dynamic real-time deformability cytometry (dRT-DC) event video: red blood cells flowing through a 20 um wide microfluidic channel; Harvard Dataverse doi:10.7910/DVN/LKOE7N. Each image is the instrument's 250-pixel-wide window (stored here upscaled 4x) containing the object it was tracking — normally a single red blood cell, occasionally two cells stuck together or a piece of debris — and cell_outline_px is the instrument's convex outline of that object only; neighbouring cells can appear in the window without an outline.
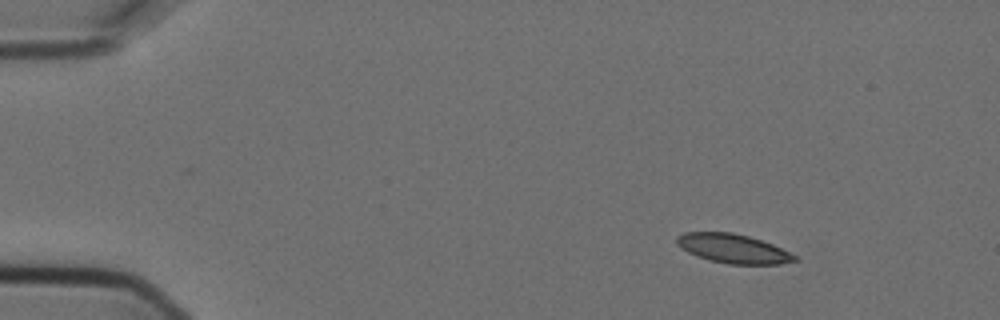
{"species": "Egyptian fruit bat (a non-hibernating species)", "species_latin": "Rousettus aegyptiacus", "temperature_condition": "cold", "stored_images_in_passage": 7, "camera_frame_rate_fps": 3000, "um_per_image_px": 0.085, "animal": {"sex": "female"}, "frame": {"image": 1, "passage_image": 1, "time_ms": 0.0, "image_size_px": [1000, 320], "cell_outline_px": [[800, 260], [780, 264], [728, 264], [708, 260], [696, 256], [680, 248], [676, 244], [676, 236], [684, 232], [732, 232], [748, 236], [772, 244], [796, 256]], "centroid_in_image_um": [62.27, 21.13], "position_along_channel_um": 22.7, "area_um2": 20.06}}
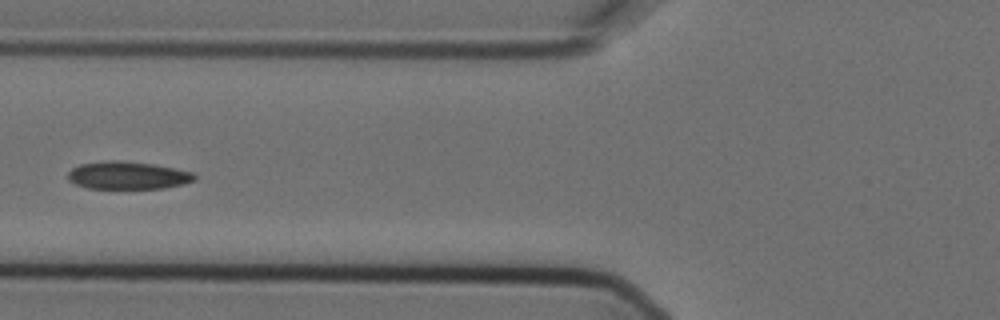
{"frame": {"image": 2, "passage_image": 5, "time_ms": 1.333, "image_size_px": [1000, 320], "cell_outline_px": [[196, 180], [184, 184], [164, 188], [88, 188], [76, 184], [68, 180], [68, 172], [72, 168], [80, 164], [108, 160], [116, 160], [152, 164], [192, 172], [196, 176]], "centroid_in_image_um": [10.85, 14.91], "position_along_channel_um": 115.0, "area_um2": 20.29}}
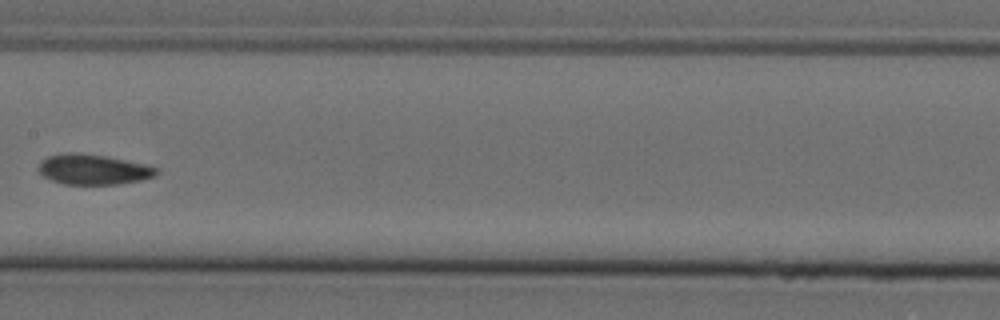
{"frame": {"image": 3, "passage_image": 7, "time_ms": 2.0, "image_size_px": [1000, 320], "cell_outline_px": [[160, 172], [156, 176], [140, 180], [120, 184], [64, 184], [52, 180], [44, 176], [36, 168], [40, 160], [48, 156], [64, 152], [80, 152], [104, 156], [148, 164], [160, 168]], "centroid_in_image_um": [7.95, 14.39], "position_along_channel_um": 199.5, "area_um2": 21.15}}